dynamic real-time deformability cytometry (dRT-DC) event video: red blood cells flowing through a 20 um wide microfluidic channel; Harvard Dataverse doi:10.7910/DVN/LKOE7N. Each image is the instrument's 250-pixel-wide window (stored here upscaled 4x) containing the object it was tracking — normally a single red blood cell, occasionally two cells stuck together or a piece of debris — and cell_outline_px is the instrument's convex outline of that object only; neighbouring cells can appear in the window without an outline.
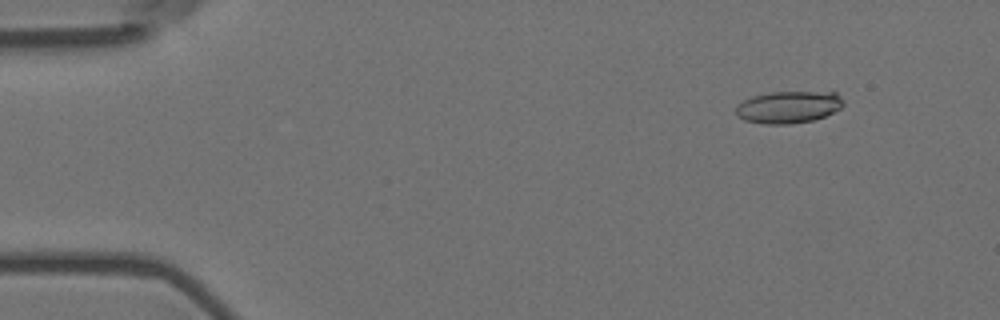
{"species": "Egyptian fruit bat (a non-hibernating species)", "species_latin": "Rousettus aegyptiacus", "temperature_condition": "room temperature", "stored_images_in_passage": 5, "camera_frame_rate_fps": 3000, "um_per_image_px": 0.085, "animal": {"sex": "female"}, "frame": {"image": 1, "passage_image": 2, "time_ms": 0.333, "image_size_px": [1000, 320], "cell_outline_px": [[844, 104], [840, 108], [824, 116], [812, 120], [788, 124], [764, 124], [744, 120], [736, 112], [736, 108], [744, 100], [752, 96], [772, 92], [832, 88], [840, 96]], "centroid_in_image_um": [67.12, 9.03], "position_along_channel_um": 17.9, "area_um2": 20.75}}
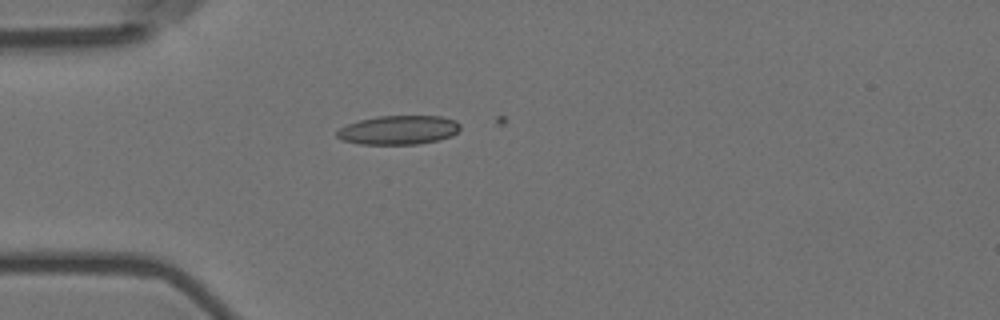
{"frame": {"image": 2, "passage_image": 5, "time_ms": 1.333, "image_size_px": [1000, 320], "cell_outline_px": [[460, 128], [452, 136], [436, 140], [416, 144], [360, 144], [344, 140], [336, 136], [336, 132], [340, 128], [348, 124], [360, 120], [376, 116], [440, 116], [456, 120], [460, 124]], "centroid_in_image_um": [33.88, 11.04], "position_along_channel_um": 51.1, "area_um2": 20.69}}